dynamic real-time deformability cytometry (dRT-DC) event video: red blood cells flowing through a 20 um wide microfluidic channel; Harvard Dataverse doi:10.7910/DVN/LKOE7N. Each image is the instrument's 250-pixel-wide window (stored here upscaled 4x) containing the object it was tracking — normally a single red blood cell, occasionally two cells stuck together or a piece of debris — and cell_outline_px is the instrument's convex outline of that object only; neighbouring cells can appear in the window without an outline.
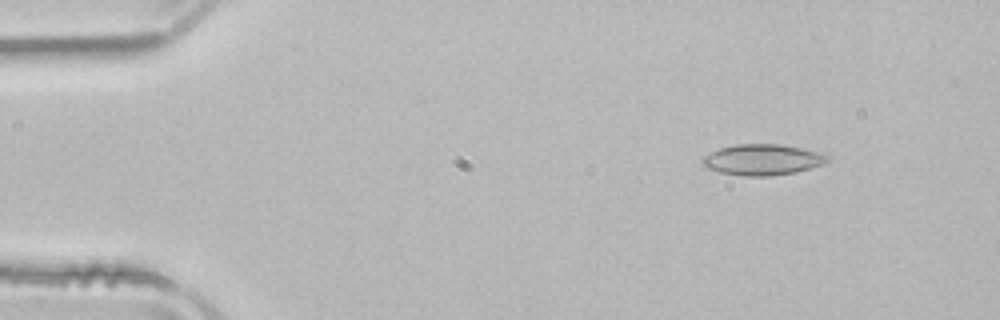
{"species": "common noctule bat (a hibernating species)", "species_latin": "Nyctalus noctula", "temperature_condition": "room temperature", "stored_images_in_passage": 46, "camera_frame_rate_fps": 3000, "um_per_image_px": 0.085, "animal": {"sex": "male", "body_mass_g": 21.5, "forearm_length_mm": 52.0}, "frame": {"image": 1, "passage_image": 1, "time_ms": 0.0, "image_size_px": [1000, 320], "cell_outline_px": [[828, 160], [824, 164], [796, 172], [768, 176], [744, 176], [720, 172], [708, 168], [700, 164], [700, 160], [704, 156], [720, 148], [736, 144], [780, 144], [824, 152], [828, 156]], "centroid_in_image_um": [64.82, 13.57], "position_along_channel_um": 20.2, "area_um2": 22.6}}
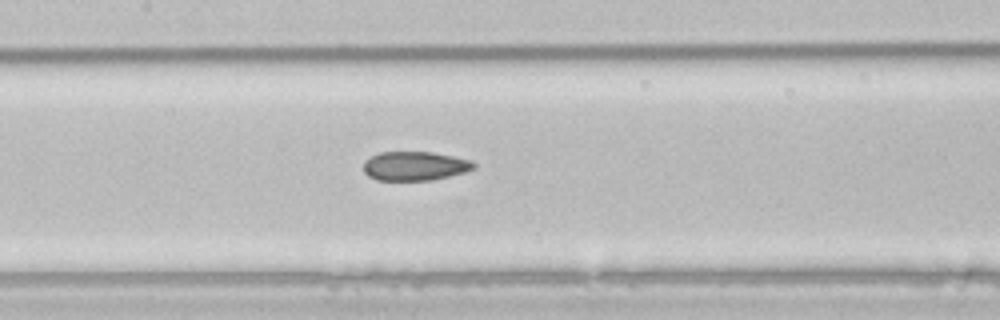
{"frame": {"image": 2, "passage_image": 19, "time_ms": 6.0, "image_size_px": [1000, 320], "cell_outline_px": [[476, 168], [464, 172], [432, 180], [376, 180], [368, 176], [364, 172], [364, 160], [380, 152], [432, 152], [472, 160], [476, 164]], "centroid_in_image_um": [35.26, 14.11], "position_along_channel_um": 172.1, "area_um2": 18.67}}
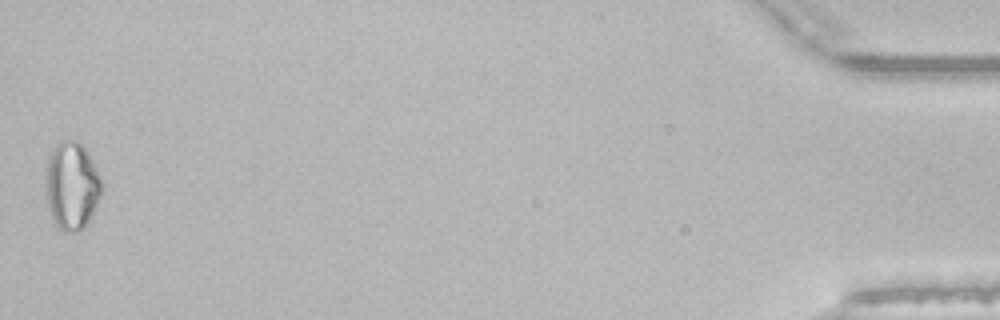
{"frame": {"image": 3, "passage_image": 46, "time_ms": 15.0, "image_size_px": [1000, 320], "cell_outline_px": [[104, 188], [88, 224], [84, 228], [76, 232], [64, 232], [56, 224], [48, 208], [44, 184], [48, 152], [60, 140], [76, 140], [88, 152], [104, 184]], "centroid_in_image_um": [6.09, 15.78], "position_along_channel_um": 429.1, "area_um2": 29.3}, "authors_computed_cell_mechanics": {"area_um2": 19.9121, "velocity_mm_per_s": 3.9403, "shape_relaxation_time_tau1_ms": null, "shape_relaxation_time_tau2_ms": 3.482, "deformation_change_tau1": null, "deformation_change_tau2": 0.0901}}